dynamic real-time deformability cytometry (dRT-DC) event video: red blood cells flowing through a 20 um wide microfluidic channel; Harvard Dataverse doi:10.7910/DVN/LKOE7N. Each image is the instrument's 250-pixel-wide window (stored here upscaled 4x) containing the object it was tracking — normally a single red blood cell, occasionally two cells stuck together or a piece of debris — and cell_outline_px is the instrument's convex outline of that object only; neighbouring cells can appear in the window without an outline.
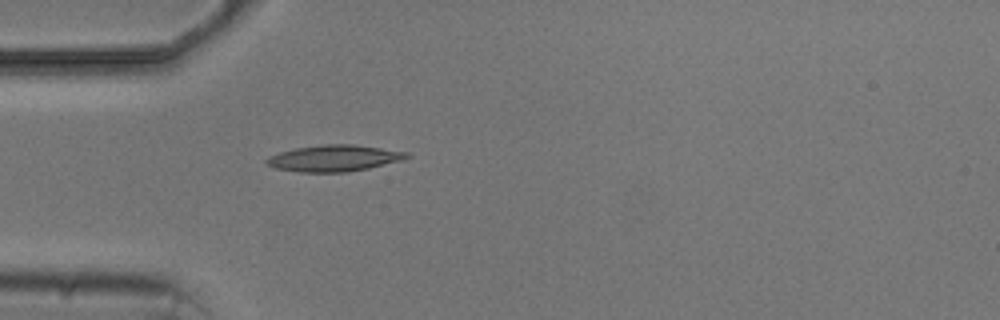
{"species": "common noctule bat (a hibernating species)", "species_latin": "Nyctalus noctula", "temperature_condition": "cold", "stored_images_in_passage": 3, "camera_frame_rate_fps": 3000, "um_per_image_px": 0.085, "animal": {"sex": "male", "body_mass_g": 20.5, "forearm_length_mm": 52.5}, "frame": {"image": 1, "passage_image": 3, "time_ms": 2.0, "image_size_px": [1000, 320], "cell_outline_px": [[412, 156], [404, 160], [368, 168], [348, 172], [300, 172], [276, 168], [268, 164], [264, 160], [268, 156], [280, 152], [296, 148], [324, 144], [352, 144], [408, 152]], "centroid_in_image_um": [28.42, 13.45], "position_along_channel_um": 56.6, "area_um2": 21.5}}